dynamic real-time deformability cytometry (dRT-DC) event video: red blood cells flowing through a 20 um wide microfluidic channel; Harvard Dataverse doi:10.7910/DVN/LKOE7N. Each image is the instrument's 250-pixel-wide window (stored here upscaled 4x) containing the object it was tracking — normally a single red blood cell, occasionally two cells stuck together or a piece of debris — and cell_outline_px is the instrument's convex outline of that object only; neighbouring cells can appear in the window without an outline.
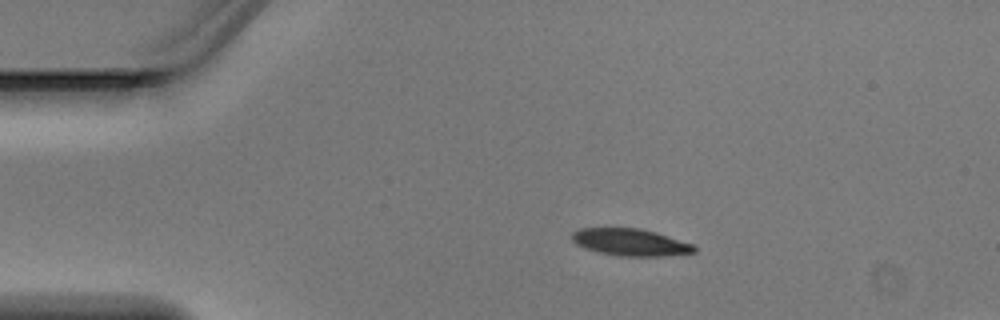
{"species": "Egyptian fruit bat (a non-hibernating species)", "species_latin": "Rousettus aegyptiacus", "temperature_condition": "warm", "stored_images_in_passage": 3, "camera_frame_rate_fps": 3000, "um_per_image_px": 0.085, "animal": {"sex": "male"}, "frame": {"image": 1, "passage_image": 2, "time_ms": 0.333, "image_size_px": [1000, 320], "cell_outline_px": [[696, 252], [660, 256], [620, 256], [600, 252], [584, 248], [576, 244], [572, 240], [572, 232], [580, 228], [640, 228], [656, 232], [696, 244]], "centroid_in_image_um": [53.62, 20.58], "position_along_channel_um": 31.4, "area_um2": 19.36}}